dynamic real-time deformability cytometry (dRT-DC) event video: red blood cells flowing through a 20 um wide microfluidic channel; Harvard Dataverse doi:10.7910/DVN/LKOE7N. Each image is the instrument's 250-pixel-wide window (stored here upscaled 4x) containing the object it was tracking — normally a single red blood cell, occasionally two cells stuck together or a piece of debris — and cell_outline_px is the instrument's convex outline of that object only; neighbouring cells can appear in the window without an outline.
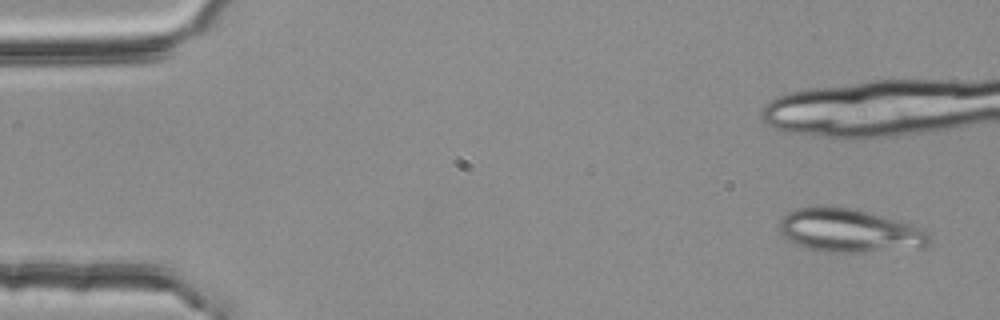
{"species": "common noctule bat (a hibernating species)", "species_latin": "Nyctalus noctula", "temperature_condition": "room temperature", "stored_images_in_passage": 3, "camera_frame_rate_fps": 3000, "um_per_image_px": 0.085, "animal": {"sex": "female", "body_mass_g": 25.1}, "frame": {"image": 1, "passage_image": 1, "time_ms": 0.0, "image_size_px": [1000, 320], "cell_outline_px": [[932, 240], [928, 244], [920, 248], [864, 252], [824, 252], [808, 248], [796, 244], [788, 240], [780, 232], [780, 220], [788, 212], [796, 208], [828, 204], [852, 208], [868, 212], [912, 224], [924, 228], [928, 232]], "centroid_in_image_um": [72.21, 19.59], "position_along_channel_um": 12.8, "area_um2": 38.44}}